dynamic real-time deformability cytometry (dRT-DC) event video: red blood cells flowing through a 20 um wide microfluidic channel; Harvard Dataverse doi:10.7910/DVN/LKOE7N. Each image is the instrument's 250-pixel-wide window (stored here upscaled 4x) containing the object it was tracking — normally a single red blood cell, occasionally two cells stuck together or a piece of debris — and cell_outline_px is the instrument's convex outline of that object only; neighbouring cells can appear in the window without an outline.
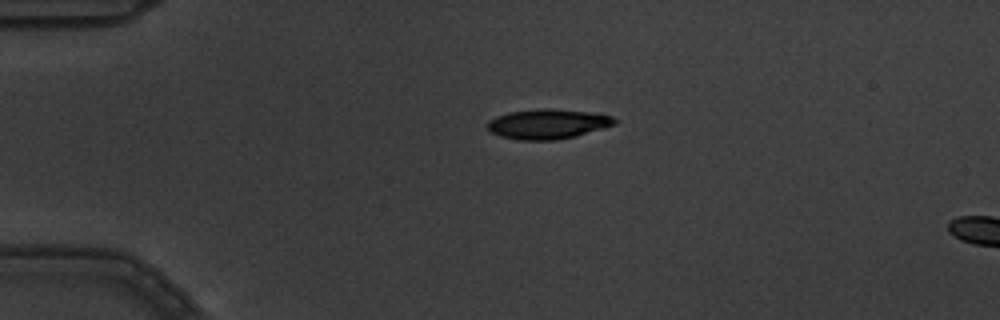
{"species": "common noctule bat (a hibernating species)", "species_latin": "Nyctalus noctula", "temperature_condition": "warm", "stored_images_in_passage": 2, "camera_frame_rate_fps": 3000, "um_per_image_px": 0.085, "animal": {"sex": "male", "body_mass_g": 19.5, "forearm_length_mm": 54.6}, "frame": {"image": 1, "passage_image": 1, "time_ms": 0.0, "image_size_px": [1000, 320], "cell_outline_px": [[616, 124], [604, 128], [576, 136], [556, 140], [516, 140], [500, 136], [488, 132], [488, 120], [496, 116], [508, 112], [540, 108], [548, 108], [588, 112], [612, 116], [616, 120]], "centroid_in_image_um": [46.52, 10.54], "position_along_channel_um": 38.5, "area_um2": 22.25}}